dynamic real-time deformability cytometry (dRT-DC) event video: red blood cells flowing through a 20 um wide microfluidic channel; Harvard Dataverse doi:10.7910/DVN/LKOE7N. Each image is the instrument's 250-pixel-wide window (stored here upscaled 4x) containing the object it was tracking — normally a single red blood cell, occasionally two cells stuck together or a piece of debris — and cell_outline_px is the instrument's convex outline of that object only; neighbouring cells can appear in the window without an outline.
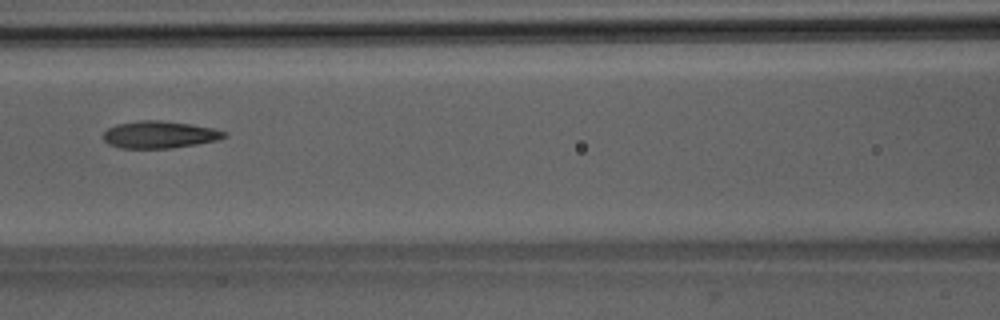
{"species": "Egyptian fruit bat (a non-hibernating species)", "species_latin": "Rousettus aegyptiacus", "temperature_condition": "room temperature", "stored_images_in_passage": 5, "camera_frame_rate_fps": 3000, "um_per_image_px": 0.085, "animal": {"sex": "male"}, "frame": {"image": 1, "passage_image": 5, "time_ms": 4.667, "image_size_px": [1000, 320], "cell_outline_px": [[228, 136], [216, 140], [196, 144], [172, 148], [120, 148], [108, 144], [104, 140], [104, 132], [108, 128], [116, 124], [140, 120], [160, 120], [192, 124], [212, 128], [228, 132]], "centroid_in_image_um": [13.56, 11.44], "position_along_channel_um": 153.0, "area_um2": 19.19}}